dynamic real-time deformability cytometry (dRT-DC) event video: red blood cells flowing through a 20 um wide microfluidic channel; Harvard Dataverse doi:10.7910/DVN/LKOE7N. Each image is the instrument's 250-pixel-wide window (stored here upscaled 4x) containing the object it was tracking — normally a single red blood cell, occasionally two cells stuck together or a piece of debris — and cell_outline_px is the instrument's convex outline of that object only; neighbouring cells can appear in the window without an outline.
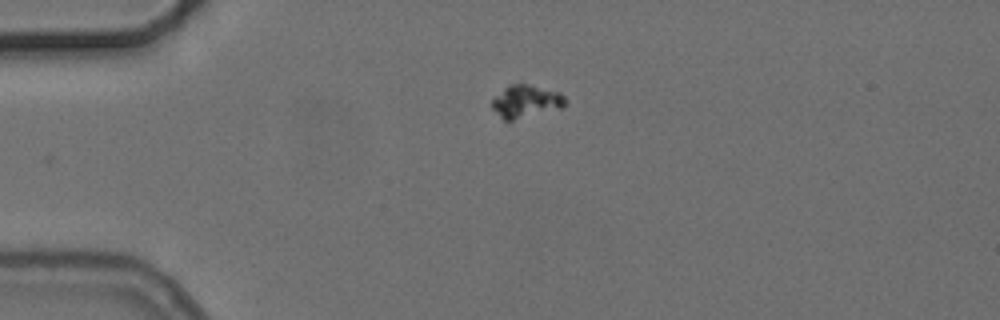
{"species": "common noctule bat (a hibernating species)", "species_latin": "Nyctalus noctula", "temperature_condition": "cold", "stored_images_in_passage": 37, "camera_frame_rate_fps": 3000, "um_per_image_px": 0.085, "animal": {"sex": "female", "body_mass_g": 24.6, "forearm_length_mm": 56.2}, "frame": {"image": 1, "passage_image": 1, "time_ms": 0.0, "image_size_px": [1000, 320], "cell_outline_px": [[564, 108], [512, 120], [504, 120], [492, 108], [492, 100], [504, 88], [512, 84], [524, 84], [560, 92], [564, 96]], "centroid_in_image_um": [44.71, 8.63], "position_along_channel_um": 40.3, "area_um2": 13.64}}
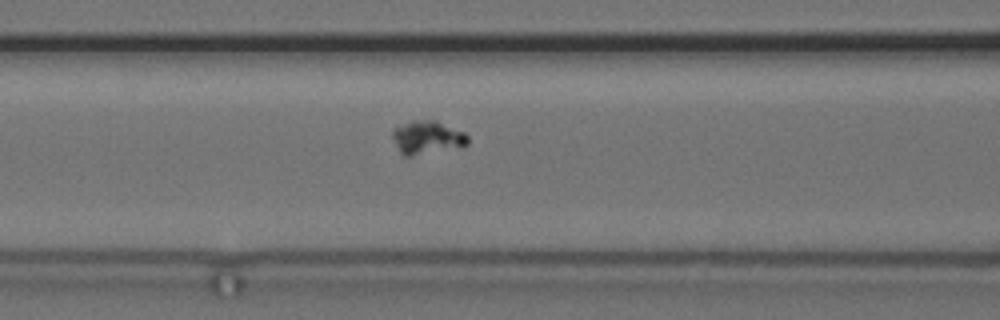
{"frame": {"image": 2, "passage_image": 11, "time_ms": 3.333, "image_size_px": [1000, 320], "cell_outline_px": [[468, 144], [464, 148], [412, 156], [404, 156], [400, 152], [392, 136], [392, 128], [412, 120], [436, 120], [464, 132], [468, 136]], "centroid_in_image_um": [36.35, 11.7], "position_along_channel_um": 130.3, "area_um2": 15.03}}
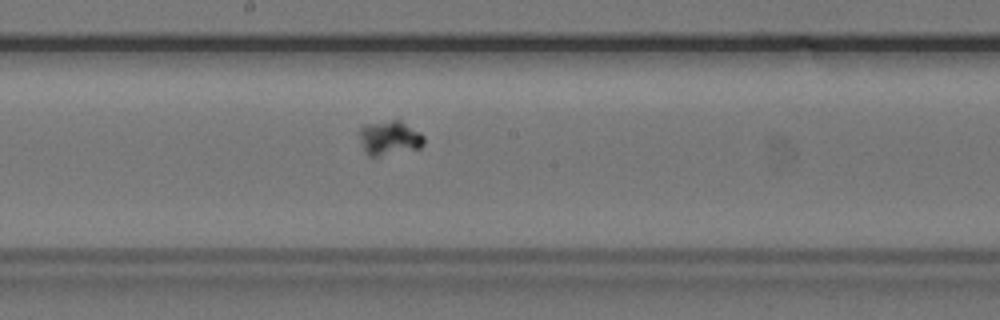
{"frame": {"image": 3, "passage_image": 18, "time_ms": 5.667, "image_size_px": [1000, 320], "cell_outline_px": [[424, 144], [420, 148], [380, 156], [368, 156], [364, 152], [360, 140], [360, 128], [364, 124], [392, 120], [400, 120], [420, 132], [424, 136]], "centroid_in_image_um": [33.1, 11.73], "position_along_channel_um": 215.1, "area_um2": 13.01}}